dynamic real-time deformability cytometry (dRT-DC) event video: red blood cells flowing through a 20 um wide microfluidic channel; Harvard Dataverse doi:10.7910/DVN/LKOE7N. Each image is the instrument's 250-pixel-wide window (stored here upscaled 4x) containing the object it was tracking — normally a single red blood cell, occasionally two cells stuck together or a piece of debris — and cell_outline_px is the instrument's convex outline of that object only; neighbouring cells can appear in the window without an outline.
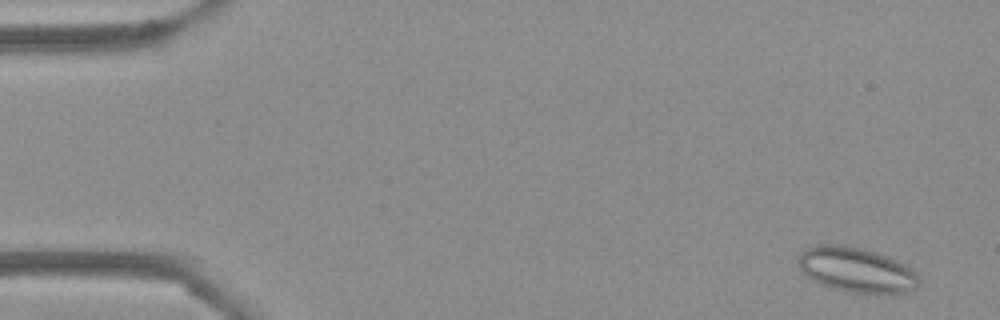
{"species": "Egyptian fruit bat (a non-hibernating species)", "species_latin": "Rousettus aegyptiacus", "temperature_condition": "cold", "stored_images_in_passage": 9, "camera_frame_rate_fps": 3000, "um_per_image_px": 0.085, "frame": {"image": 1, "passage_image": 3, "time_ms": 0.667, "image_size_px": [1000, 320], "cell_outline_px": [[920, 284], [916, 288], [908, 292], [852, 292], [820, 284], [808, 276], [800, 268], [800, 256], [804, 248], [816, 244], [844, 244], [864, 248], [888, 256], [912, 268], [920, 280]], "centroid_in_image_um": [72.82, 22.9], "position_along_channel_um": 12.2, "area_um2": 31.27}}